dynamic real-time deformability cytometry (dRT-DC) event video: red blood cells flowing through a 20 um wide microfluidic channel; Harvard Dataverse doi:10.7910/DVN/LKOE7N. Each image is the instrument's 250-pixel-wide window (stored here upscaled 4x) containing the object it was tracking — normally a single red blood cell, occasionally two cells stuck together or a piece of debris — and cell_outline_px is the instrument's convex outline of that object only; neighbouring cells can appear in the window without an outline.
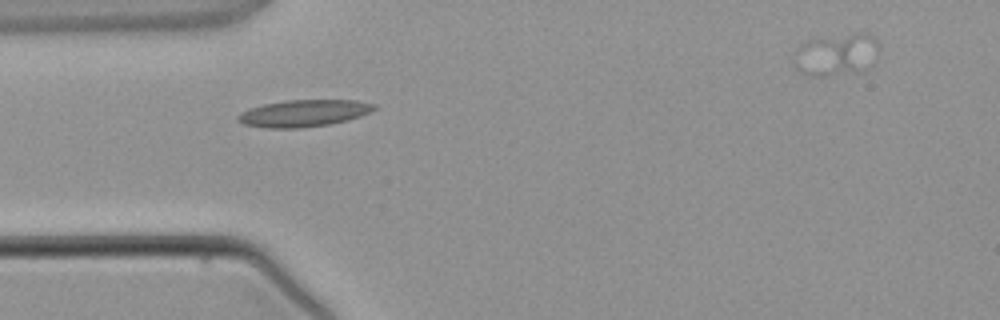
{"species": "common noctule bat (a hibernating species)", "species_latin": "Nyctalus noctula", "temperature_condition": "warm", "stored_images_in_passage": 5, "camera_frame_rate_fps": 3000, "um_per_image_px": 0.085, "animal": {"sex": "male", "body_mass_g": 21.5, "forearm_length_mm": 52.0}, "frame": {"image": 1, "passage_image": 4, "time_ms": 4.667, "image_size_px": [1000, 320], "cell_outline_px": [[376, 108], [372, 112], [348, 120], [332, 124], [300, 128], [268, 128], [244, 124], [236, 120], [236, 116], [240, 112], [248, 108], [264, 104], [284, 100], [356, 100], [376, 104]], "centroid_in_image_um": [25.82, 9.62], "position_along_channel_um": 59.2, "area_um2": 21.62}}